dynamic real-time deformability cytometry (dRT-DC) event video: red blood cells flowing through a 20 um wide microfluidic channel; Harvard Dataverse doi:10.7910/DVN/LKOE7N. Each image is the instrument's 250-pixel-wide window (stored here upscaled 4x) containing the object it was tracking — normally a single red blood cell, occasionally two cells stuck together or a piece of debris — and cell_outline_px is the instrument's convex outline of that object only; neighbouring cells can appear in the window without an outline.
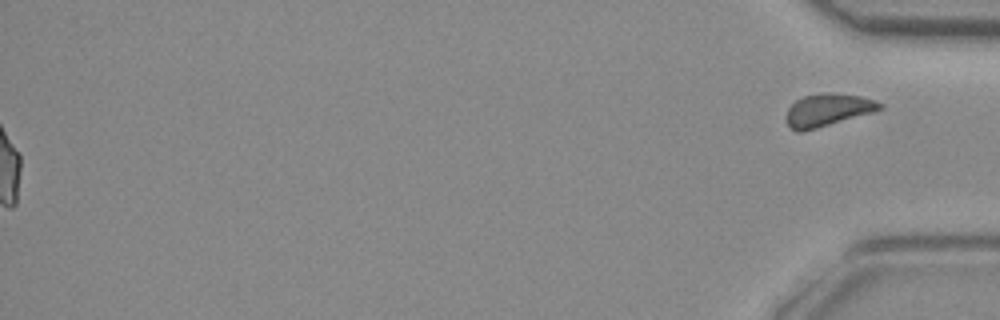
{"species": "common noctule bat (a hibernating species)", "species_latin": "Nyctalus noctula", "temperature_condition": "room temperature", "stored_images_in_passage": 48, "segment_of_instrument_passage": [2, 2], "camera_frame_rate_fps": 3000, "um_per_image_px": 0.085, "animal": {"sex": "female", "body_mass_g": 29.2, "forearm_length_mm": 56.3}, "frame": {"image": 1, "passage_image": 48, "time_ms": 15.667, "image_size_px": [1000, 320], "cell_outline_px": [[884, 108], [872, 112], [816, 128], [800, 132], [796, 132], [788, 124], [788, 108], [796, 100], [804, 96], [824, 92], [828, 92], [860, 96], [876, 100], [884, 104]], "centroid_in_image_um": [70.39, 9.33], "position_along_channel_um": 364.8, "area_um2": 17.46}}